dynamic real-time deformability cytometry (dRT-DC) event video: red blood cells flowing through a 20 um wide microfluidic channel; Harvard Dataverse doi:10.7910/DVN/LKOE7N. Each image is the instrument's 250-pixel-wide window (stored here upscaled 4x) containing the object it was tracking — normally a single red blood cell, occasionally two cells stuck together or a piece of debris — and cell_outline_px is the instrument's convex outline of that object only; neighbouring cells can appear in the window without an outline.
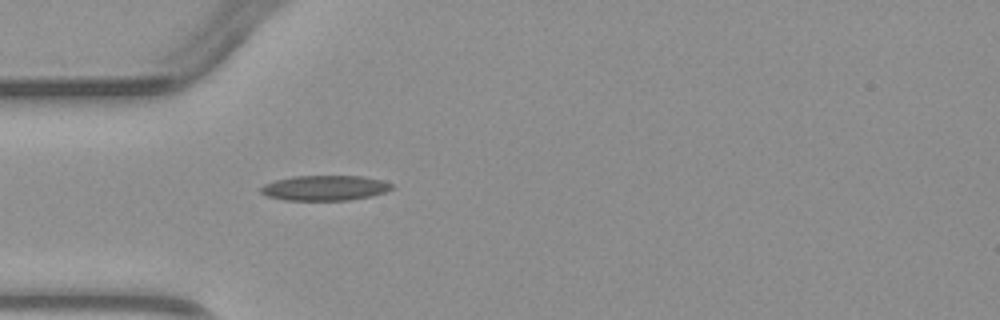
{"species": "common noctule bat (a hibernating species)", "species_latin": "Nyctalus noctula", "temperature_condition": "warm", "stored_images_in_passage": 1, "camera_frame_rate_fps": 3000, "um_per_image_px": 0.085, "animal": {"sex": "male", "body_mass_g": 23.1, "forearm_length_mm": 52.7}, "frame": {"image": 1, "passage_image": 1, "time_ms": 0.0, "image_size_px": [1000, 320], "cell_outline_px": [[392, 188], [384, 192], [372, 196], [348, 200], [284, 200], [268, 196], [260, 192], [260, 188], [264, 184], [276, 180], [292, 176], [364, 176], [380, 180], [392, 184]], "centroid_in_image_um": [27.59, 15.97], "position_along_channel_um": 57.4, "area_um2": 19.07}}